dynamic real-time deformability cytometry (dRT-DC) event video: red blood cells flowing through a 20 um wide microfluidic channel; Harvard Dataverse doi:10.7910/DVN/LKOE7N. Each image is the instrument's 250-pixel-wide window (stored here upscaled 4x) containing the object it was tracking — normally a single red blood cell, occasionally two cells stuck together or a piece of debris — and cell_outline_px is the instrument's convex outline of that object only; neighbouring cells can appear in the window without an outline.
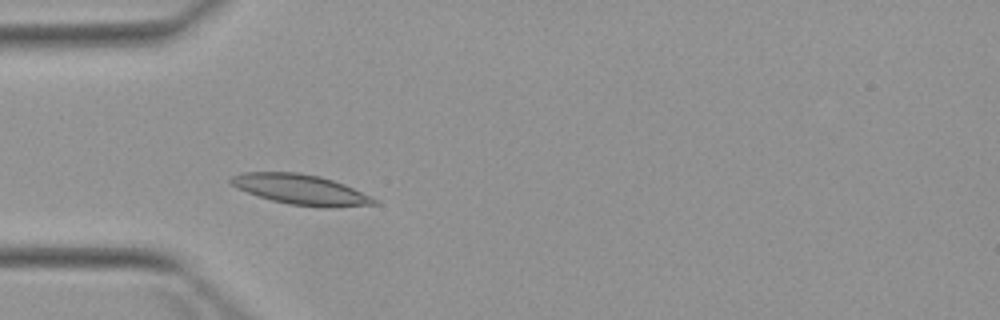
{"species": "Egyptian fruit bat (a non-hibernating species)", "species_latin": "Rousettus aegyptiacus", "temperature_condition": "warm", "stored_images_in_passage": 4, "camera_frame_rate_fps": 3000, "um_per_image_px": 0.085, "animal": {"sex": "female"}, "frame": {"image": 1, "passage_image": 4, "time_ms": 3.667, "image_size_px": [1000, 320], "cell_outline_px": [[380, 204], [340, 208], [316, 208], [288, 204], [272, 200], [248, 192], [232, 184], [228, 180], [232, 176], [240, 172], [300, 172], [320, 176], [344, 184], [372, 196]], "centroid_in_image_um": [25.64, 16.13], "position_along_channel_um": 59.4, "area_um2": 25.49}}